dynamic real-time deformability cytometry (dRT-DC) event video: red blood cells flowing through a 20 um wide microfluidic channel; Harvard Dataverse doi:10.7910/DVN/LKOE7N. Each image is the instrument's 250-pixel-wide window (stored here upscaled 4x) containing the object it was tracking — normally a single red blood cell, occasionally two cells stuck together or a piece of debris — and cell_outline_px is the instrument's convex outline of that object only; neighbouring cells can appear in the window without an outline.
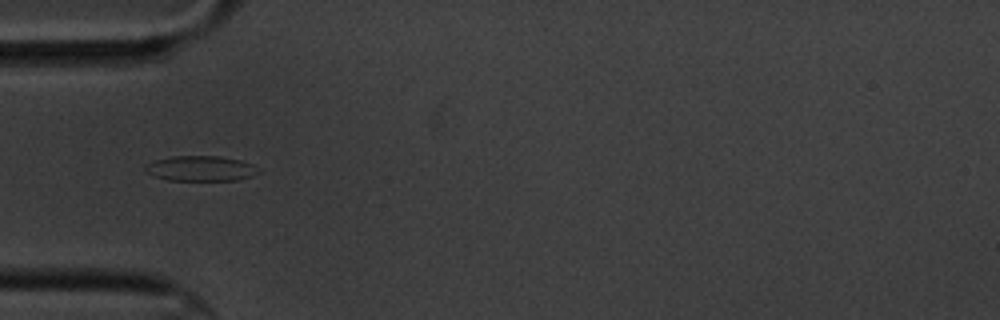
{"species": "common noctule bat (a hibernating species)", "species_latin": "Nyctalus noctula", "temperature_condition": "cold", "stored_images_in_passage": 9, "camera_frame_rate_fps": 3000, "um_per_image_px": 0.085, "animal": {"sex": "male", "body_mass_g": 20.1, "forearm_length_mm": 53.5}, "frame": {"image": 1, "passage_image": 6, "time_ms": 5.667, "image_size_px": [1000, 320], "cell_outline_px": [[260, 172], [252, 176], [236, 180], [168, 180], [144, 172], [144, 164], [156, 160], [172, 156], [220, 156], [240, 160], [252, 164]], "centroid_in_image_um": [17.03, 14.31], "position_along_channel_um": 68.0, "area_um2": 16.59}}
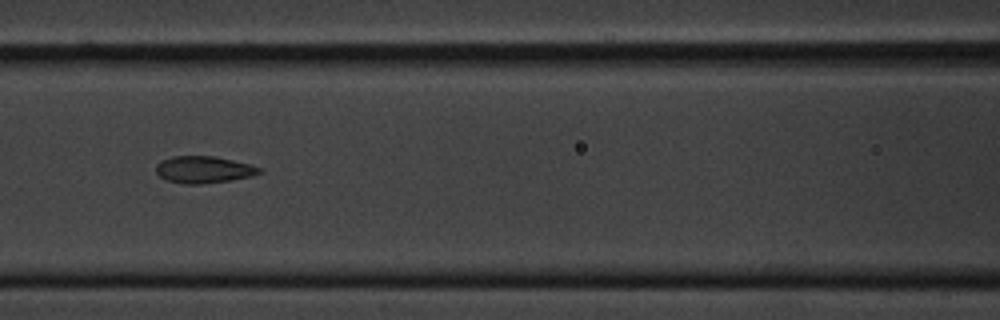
{"frame": {"image": 2, "passage_image": 8, "time_ms": 8.0, "image_size_px": [1000, 320], "cell_outline_px": [[264, 172], [252, 176], [232, 180], [200, 184], [184, 184], [164, 180], [156, 172], [156, 164], [160, 160], [172, 156], [216, 156], [264, 168]], "centroid_in_image_um": [17.32, 14.42], "position_along_channel_um": 149.3, "area_um2": 16.47}}
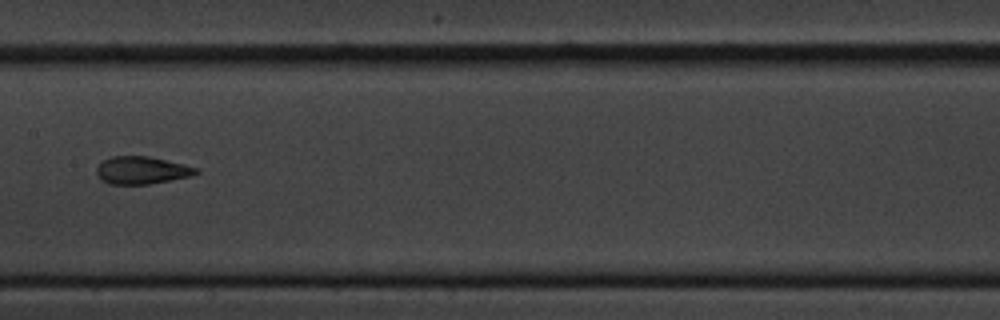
{"frame": {"image": 3, "passage_image": 9, "time_ms": 9.333, "image_size_px": [1000, 320], "cell_outline_px": [[200, 172], [192, 176], [148, 184], [108, 184], [100, 180], [96, 176], [96, 168], [104, 160], [112, 156], [148, 156], [184, 164], [200, 168]], "centroid_in_image_um": [12.05, 14.48], "position_along_channel_um": 195.3, "area_um2": 16.13}}